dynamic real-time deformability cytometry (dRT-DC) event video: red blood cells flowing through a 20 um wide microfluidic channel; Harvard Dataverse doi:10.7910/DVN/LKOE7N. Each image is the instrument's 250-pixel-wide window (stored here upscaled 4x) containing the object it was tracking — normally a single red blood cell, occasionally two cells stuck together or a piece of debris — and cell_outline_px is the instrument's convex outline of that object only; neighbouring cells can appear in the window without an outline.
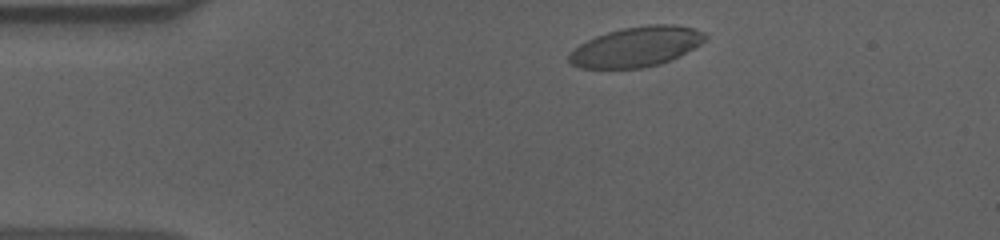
{"species": "human", "species_latin": "Homo sapiens", "temperature_condition": "cold", "stored_images_in_passage": 49, "camera_frame_rate_fps": 3000, "um_per_image_px": 0.085, "donor": {"sex": "male"}, "frame": {"image": 1, "passage_image": 3, "time_ms": 0.667, "image_size_px": [1000, 240], "cell_outline_px": [[708, 36], [700, 44], [680, 56], [660, 64], [644, 68], [580, 68], [572, 64], [568, 60], [568, 56], [580, 44], [596, 36], [608, 32], [624, 28], [648, 24], [672, 24], [692, 28], [704, 32]], "centroid_in_image_um": [54.11, 3.98], "position_along_channel_um": 30.9, "area_um2": 31.5}}
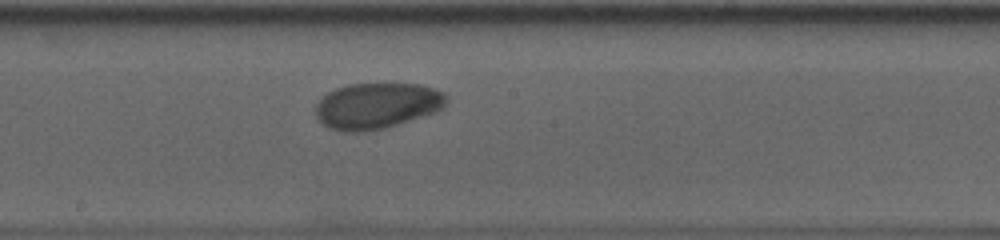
{"frame": {"image": 2, "passage_image": 23, "time_ms": 7.333, "image_size_px": [1000, 240], "cell_outline_px": [[444, 104], [436, 112], [384, 128], [360, 132], [344, 132], [328, 128], [316, 116], [316, 104], [328, 92], [336, 88], [348, 84], [420, 84], [444, 92]], "centroid_in_image_um": [31.99, 8.99], "position_along_channel_um": 216.2, "area_um2": 34.62}}
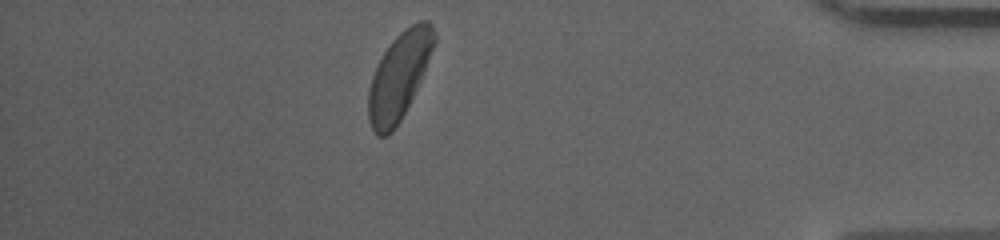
{"frame": {"image": 3, "passage_image": 42, "time_ms": 13.667, "image_size_px": [1000, 240], "cell_outline_px": [[436, 40], [420, 80], [400, 120], [392, 132], [388, 136], [376, 136], [368, 120], [368, 88], [376, 64], [392, 40], [404, 28], [420, 20], [428, 20], [432, 24], [436, 32]], "centroid_in_image_um": [33.9, 6.44], "position_along_channel_um": 401.3, "area_um2": 33.0}, "authors_computed_cell_mechanics": {"area_um2": 33.5818, "velocity_mm_per_s": 3.5766, "shape_relaxation_time_tau1_ms": 2.5644, "shape_relaxation_time_tau2_ms": null, "deformation_change_tau1": 0.116, "deformation_change_tau2": null}}